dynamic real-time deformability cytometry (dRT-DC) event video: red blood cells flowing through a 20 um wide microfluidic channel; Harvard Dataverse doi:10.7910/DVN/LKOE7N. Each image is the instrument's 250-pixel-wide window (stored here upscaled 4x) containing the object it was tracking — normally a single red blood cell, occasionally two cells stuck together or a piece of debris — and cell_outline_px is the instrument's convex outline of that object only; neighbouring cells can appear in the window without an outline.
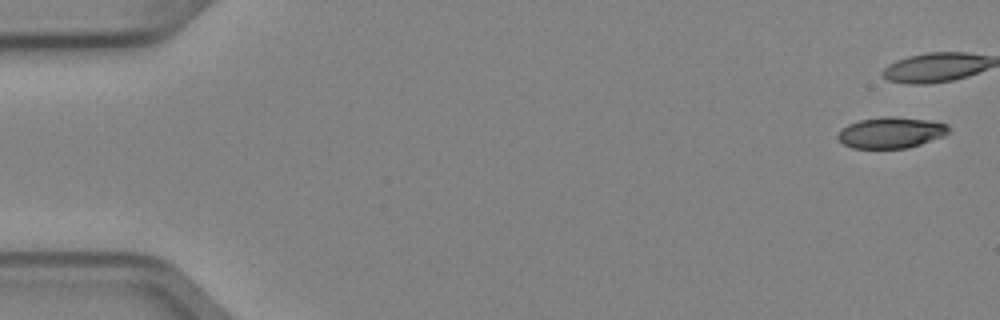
{"species": "Egyptian fruit bat (a non-hibernating species)", "species_latin": "Rousettus aegyptiacus", "temperature_condition": "cold", "stored_images_in_passage": 5, "camera_frame_rate_fps": 3000, "um_per_image_px": 0.085, "animal": {"sex": "female"}, "frame": {"image": 1, "passage_image": 1, "time_ms": 0.0, "image_size_px": [1000, 320], "cell_outline_px": [[948, 132], [944, 136], [908, 148], [852, 148], [844, 144], [836, 136], [848, 124], [860, 120], [884, 116], [892, 116], [928, 120], [948, 124]], "centroid_in_image_um": [75.74, 11.27], "position_along_channel_um": 9.3, "area_um2": 19.88}}
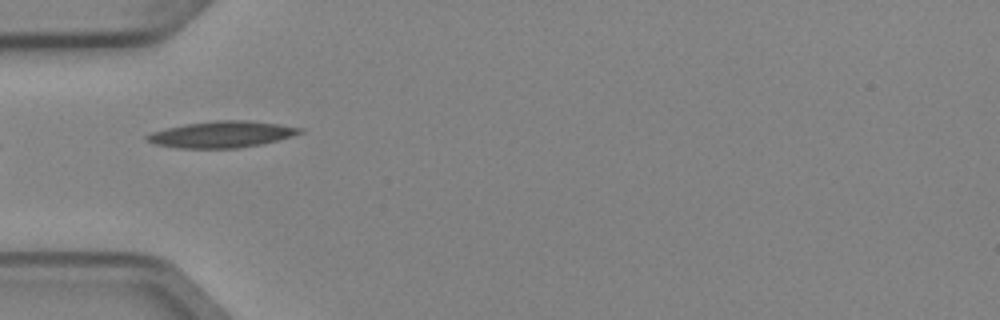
{"frame": {"image": 2, "passage_image": 5, "time_ms": 1.333, "image_size_px": [1000, 320], "cell_outline_px": [[304, 132], [292, 136], [260, 144], [236, 148], [180, 148], [156, 144], [148, 140], [144, 136], [152, 132], [184, 124], [216, 120], [248, 120], [280, 124], [304, 128]], "centroid_in_image_um": [18.89, 11.41], "position_along_channel_um": 66.1, "area_um2": 23.35}}